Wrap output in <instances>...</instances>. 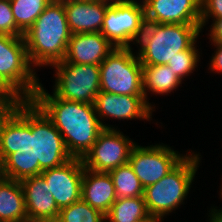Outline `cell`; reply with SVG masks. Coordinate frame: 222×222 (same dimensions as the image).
Returning a JSON list of instances; mask_svg holds the SVG:
<instances>
[{"label":"cell","mask_w":222,"mask_h":222,"mask_svg":"<svg viewBox=\"0 0 222 222\" xmlns=\"http://www.w3.org/2000/svg\"><path fill=\"white\" fill-rule=\"evenodd\" d=\"M42 86L25 105L22 136L51 154L83 159L104 129L94 104L58 98Z\"/></svg>","instance_id":"obj_1"},{"label":"cell","mask_w":222,"mask_h":222,"mask_svg":"<svg viewBox=\"0 0 222 222\" xmlns=\"http://www.w3.org/2000/svg\"><path fill=\"white\" fill-rule=\"evenodd\" d=\"M17 152L43 177L59 210L81 199L82 159L51 154L33 146L23 136Z\"/></svg>","instance_id":"obj_2"},{"label":"cell","mask_w":222,"mask_h":222,"mask_svg":"<svg viewBox=\"0 0 222 222\" xmlns=\"http://www.w3.org/2000/svg\"><path fill=\"white\" fill-rule=\"evenodd\" d=\"M23 37L32 67L63 61L71 37L63 2L53 0Z\"/></svg>","instance_id":"obj_3"},{"label":"cell","mask_w":222,"mask_h":222,"mask_svg":"<svg viewBox=\"0 0 222 222\" xmlns=\"http://www.w3.org/2000/svg\"><path fill=\"white\" fill-rule=\"evenodd\" d=\"M201 33L200 24L146 22L137 55L143 66L167 65L177 53L188 50Z\"/></svg>","instance_id":"obj_4"},{"label":"cell","mask_w":222,"mask_h":222,"mask_svg":"<svg viewBox=\"0 0 222 222\" xmlns=\"http://www.w3.org/2000/svg\"><path fill=\"white\" fill-rule=\"evenodd\" d=\"M189 152L187 156L166 176L158 182L144 188V201L151 217L157 222L181 206L194 181L198 165L199 153Z\"/></svg>","instance_id":"obj_5"},{"label":"cell","mask_w":222,"mask_h":222,"mask_svg":"<svg viewBox=\"0 0 222 222\" xmlns=\"http://www.w3.org/2000/svg\"><path fill=\"white\" fill-rule=\"evenodd\" d=\"M32 68L24 37L0 34V81L26 105L39 87Z\"/></svg>","instance_id":"obj_6"},{"label":"cell","mask_w":222,"mask_h":222,"mask_svg":"<svg viewBox=\"0 0 222 222\" xmlns=\"http://www.w3.org/2000/svg\"><path fill=\"white\" fill-rule=\"evenodd\" d=\"M100 91L144 95L143 65L131 48H115L99 65Z\"/></svg>","instance_id":"obj_7"},{"label":"cell","mask_w":222,"mask_h":222,"mask_svg":"<svg viewBox=\"0 0 222 222\" xmlns=\"http://www.w3.org/2000/svg\"><path fill=\"white\" fill-rule=\"evenodd\" d=\"M145 24V7L141 0L139 3L136 0H112L106 9L101 34L115 48H131V44L139 41Z\"/></svg>","instance_id":"obj_8"},{"label":"cell","mask_w":222,"mask_h":222,"mask_svg":"<svg viewBox=\"0 0 222 222\" xmlns=\"http://www.w3.org/2000/svg\"><path fill=\"white\" fill-rule=\"evenodd\" d=\"M11 170L21 183L28 222H55L59 208L43 177L16 151Z\"/></svg>","instance_id":"obj_9"},{"label":"cell","mask_w":222,"mask_h":222,"mask_svg":"<svg viewBox=\"0 0 222 222\" xmlns=\"http://www.w3.org/2000/svg\"><path fill=\"white\" fill-rule=\"evenodd\" d=\"M52 67L56 69L52 93L58 98L94 104L100 92L99 65L75 64L64 59Z\"/></svg>","instance_id":"obj_10"},{"label":"cell","mask_w":222,"mask_h":222,"mask_svg":"<svg viewBox=\"0 0 222 222\" xmlns=\"http://www.w3.org/2000/svg\"><path fill=\"white\" fill-rule=\"evenodd\" d=\"M186 155L179 154L171 147L162 144L132 148L128 163L145 188L152 185L171 172Z\"/></svg>","instance_id":"obj_11"},{"label":"cell","mask_w":222,"mask_h":222,"mask_svg":"<svg viewBox=\"0 0 222 222\" xmlns=\"http://www.w3.org/2000/svg\"><path fill=\"white\" fill-rule=\"evenodd\" d=\"M135 144L117 128H104L91 150L82 159L84 167L96 172L109 173L128 163Z\"/></svg>","instance_id":"obj_12"},{"label":"cell","mask_w":222,"mask_h":222,"mask_svg":"<svg viewBox=\"0 0 222 222\" xmlns=\"http://www.w3.org/2000/svg\"><path fill=\"white\" fill-rule=\"evenodd\" d=\"M97 116L104 128H115L104 124L101 120L106 117L118 120L145 119L150 120L155 107L145 100V95H117L100 91L94 101ZM103 118V119H102Z\"/></svg>","instance_id":"obj_13"},{"label":"cell","mask_w":222,"mask_h":222,"mask_svg":"<svg viewBox=\"0 0 222 222\" xmlns=\"http://www.w3.org/2000/svg\"><path fill=\"white\" fill-rule=\"evenodd\" d=\"M146 22L200 24L201 0H142Z\"/></svg>","instance_id":"obj_14"},{"label":"cell","mask_w":222,"mask_h":222,"mask_svg":"<svg viewBox=\"0 0 222 222\" xmlns=\"http://www.w3.org/2000/svg\"><path fill=\"white\" fill-rule=\"evenodd\" d=\"M112 0H65L71 34L101 32L106 9Z\"/></svg>","instance_id":"obj_15"},{"label":"cell","mask_w":222,"mask_h":222,"mask_svg":"<svg viewBox=\"0 0 222 222\" xmlns=\"http://www.w3.org/2000/svg\"><path fill=\"white\" fill-rule=\"evenodd\" d=\"M115 47L101 34H71L65 60L75 64L100 65Z\"/></svg>","instance_id":"obj_16"},{"label":"cell","mask_w":222,"mask_h":222,"mask_svg":"<svg viewBox=\"0 0 222 222\" xmlns=\"http://www.w3.org/2000/svg\"><path fill=\"white\" fill-rule=\"evenodd\" d=\"M81 199L92 208L106 215L117 199L111 175L106 172L92 171L84 167Z\"/></svg>","instance_id":"obj_17"},{"label":"cell","mask_w":222,"mask_h":222,"mask_svg":"<svg viewBox=\"0 0 222 222\" xmlns=\"http://www.w3.org/2000/svg\"><path fill=\"white\" fill-rule=\"evenodd\" d=\"M0 222H28L23 189L12 170L0 180Z\"/></svg>","instance_id":"obj_18"},{"label":"cell","mask_w":222,"mask_h":222,"mask_svg":"<svg viewBox=\"0 0 222 222\" xmlns=\"http://www.w3.org/2000/svg\"><path fill=\"white\" fill-rule=\"evenodd\" d=\"M181 84L182 79L168 65L143 66V92L151 107L152 104L147 101L149 90L153 94L168 95Z\"/></svg>","instance_id":"obj_19"},{"label":"cell","mask_w":222,"mask_h":222,"mask_svg":"<svg viewBox=\"0 0 222 222\" xmlns=\"http://www.w3.org/2000/svg\"><path fill=\"white\" fill-rule=\"evenodd\" d=\"M106 222H135L155 220L150 216L143 196L117 198L105 215Z\"/></svg>","instance_id":"obj_20"},{"label":"cell","mask_w":222,"mask_h":222,"mask_svg":"<svg viewBox=\"0 0 222 222\" xmlns=\"http://www.w3.org/2000/svg\"><path fill=\"white\" fill-rule=\"evenodd\" d=\"M22 118L0 97V149L17 148Z\"/></svg>","instance_id":"obj_21"},{"label":"cell","mask_w":222,"mask_h":222,"mask_svg":"<svg viewBox=\"0 0 222 222\" xmlns=\"http://www.w3.org/2000/svg\"><path fill=\"white\" fill-rule=\"evenodd\" d=\"M109 174L112 177L117 198L143 196L144 187L129 163L115 168Z\"/></svg>","instance_id":"obj_22"},{"label":"cell","mask_w":222,"mask_h":222,"mask_svg":"<svg viewBox=\"0 0 222 222\" xmlns=\"http://www.w3.org/2000/svg\"><path fill=\"white\" fill-rule=\"evenodd\" d=\"M53 0H10L17 28L25 32Z\"/></svg>","instance_id":"obj_23"},{"label":"cell","mask_w":222,"mask_h":222,"mask_svg":"<svg viewBox=\"0 0 222 222\" xmlns=\"http://www.w3.org/2000/svg\"><path fill=\"white\" fill-rule=\"evenodd\" d=\"M55 222H106L105 215L80 199L59 211Z\"/></svg>","instance_id":"obj_24"},{"label":"cell","mask_w":222,"mask_h":222,"mask_svg":"<svg viewBox=\"0 0 222 222\" xmlns=\"http://www.w3.org/2000/svg\"><path fill=\"white\" fill-rule=\"evenodd\" d=\"M195 45L196 42L188 50L177 53L167 64L183 80L184 77L186 78V76L194 72L197 63L200 61V54Z\"/></svg>","instance_id":"obj_25"},{"label":"cell","mask_w":222,"mask_h":222,"mask_svg":"<svg viewBox=\"0 0 222 222\" xmlns=\"http://www.w3.org/2000/svg\"><path fill=\"white\" fill-rule=\"evenodd\" d=\"M0 34L14 37L24 35L16 26L10 0H0Z\"/></svg>","instance_id":"obj_26"},{"label":"cell","mask_w":222,"mask_h":222,"mask_svg":"<svg viewBox=\"0 0 222 222\" xmlns=\"http://www.w3.org/2000/svg\"><path fill=\"white\" fill-rule=\"evenodd\" d=\"M211 17L222 18V0H201V31Z\"/></svg>","instance_id":"obj_27"},{"label":"cell","mask_w":222,"mask_h":222,"mask_svg":"<svg viewBox=\"0 0 222 222\" xmlns=\"http://www.w3.org/2000/svg\"><path fill=\"white\" fill-rule=\"evenodd\" d=\"M0 97L23 119L25 105L1 81Z\"/></svg>","instance_id":"obj_28"},{"label":"cell","mask_w":222,"mask_h":222,"mask_svg":"<svg viewBox=\"0 0 222 222\" xmlns=\"http://www.w3.org/2000/svg\"><path fill=\"white\" fill-rule=\"evenodd\" d=\"M17 148L0 149V180L11 170Z\"/></svg>","instance_id":"obj_29"},{"label":"cell","mask_w":222,"mask_h":222,"mask_svg":"<svg viewBox=\"0 0 222 222\" xmlns=\"http://www.w3.org/2000/svg\"><path fill=\"white\" fill-rule=\"evenodd\" d=\"M217 49L215 54L211 57V60L209 63V69L211 71H215V73H221L222 74V43H212Z\"/></svg>","instance_id":"obj_30"},{"label":"cell","mask_w":222,"mask_h":222,"mask_svg":"<svg viewBox=\"0 0 222 222\" xmlns=\"http://www.w3.org/2000/svg\"><path fill=\"white\" fill-rule=\"evenodd\" d=\"M213 23L210 27V41L211 43H222V18L212 19Z\"/></svg>","instance_id":"obj_31"},{"label":"cell","mask_w":222,"mask_h":222,"mask_svg":"<svg viewBox=\"0 0 222 222\" xmlns=\"http://www.w3.org/2000/svg\"><path fill=\"white\" fill-rule=\"evenodd\" d=\"M208 215L210 217V222H222V208L221 209H211V213Z\"/></svg>","instance_id":"obj_32"},{"label":"cell","mask_w":222,"mask_h":222,"mask_svg":"<svg viewBox=\"0 0 222 222\" xmlns=\"http://www.w3.org/2000/svg\"><path fill=\"white\" fill-rule=\"evenodd\" d=\"M135 222H157L156 220H139Z\"/></svg>","instance_id":"obj_33"},{"label":"cell","mask_w":222,"mask_h":222,"mask_svg":"<svg viewBox=\"0 0 222 222\" xmlns=\"http://www.w3.org/2000/svg\"><path fill=\"white\" fill-rule=\"evenodd\" d=\"M221 187H222V186H221ZM220 190H221V191H220V194H221V196H220V197L222 198V188H221Z\"/></svg>","instance_id":"obj_34"}]
</instances>
